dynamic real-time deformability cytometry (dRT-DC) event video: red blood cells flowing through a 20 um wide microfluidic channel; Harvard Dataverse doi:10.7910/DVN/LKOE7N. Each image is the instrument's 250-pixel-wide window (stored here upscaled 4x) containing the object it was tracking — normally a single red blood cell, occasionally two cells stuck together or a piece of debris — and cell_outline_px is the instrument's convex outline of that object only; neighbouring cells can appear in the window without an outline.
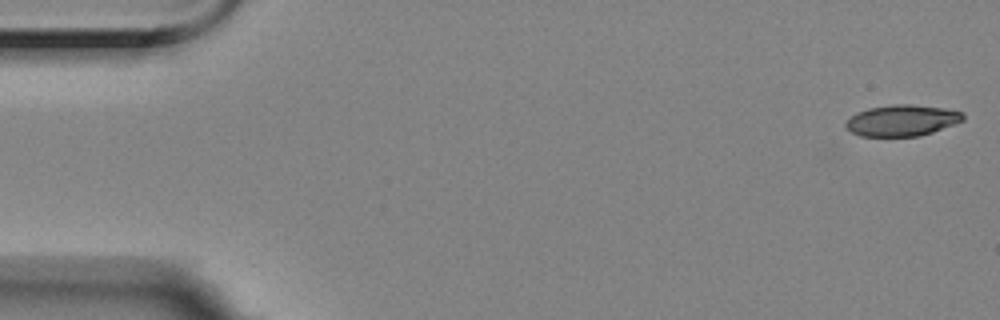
{"species": "Egyptian fruit bat (a non-hibernating species)", "species_latin": "Rousettus aegyptiacus", "temperature_condition": "room temperature", "stored_images_in_passage": 56, "camera_frame_rate_fps": 3000, "um_per_image_px": 0.085, "animal": {"sex": "female"}, "frame": {"image": 1, "passage_image": 1, "time_ms": 0.0, "image_size_px": [1000, 320], "cell_outline_px": [[964, 120], [932, 132], [920, 136], [860, 136], [852, 132], [844, 124], [856, 112], [868, 108], [896, 104], [912, 104], [944, 108], [964, 112]], "centroid_in_image_um": [76.68, 10.23], "position_along_channel_um": 8.3, "area_um2": 21.21}}
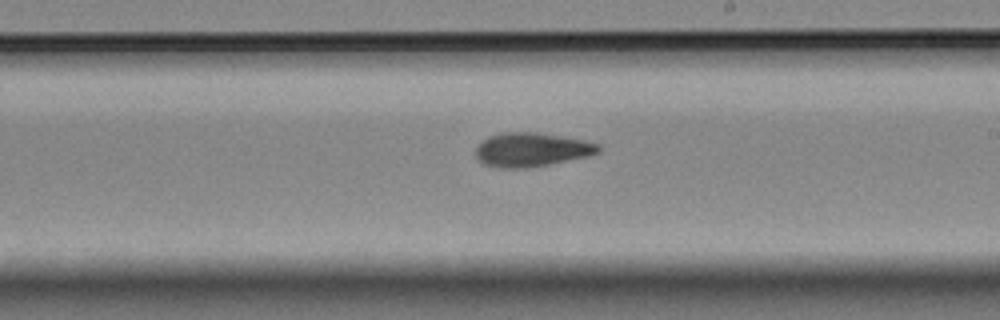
{"frame": {"image": 2, "passage_image": 32, "time_ms": 10.333, "image_size_px": [1000, 320], "cell_outline_px": [[600, 152], [588, 156], [548, 164], [524, 168], [500, 168], [484, 164], [476, 156], [476, 148], [488, 136], [504, 132], [536, 132], [584, 140], [600, 144]], "centroid_in_image_um": [45.19, 12.71], "position_along_channel_um": 243.8, "area_um2": 24.04}}
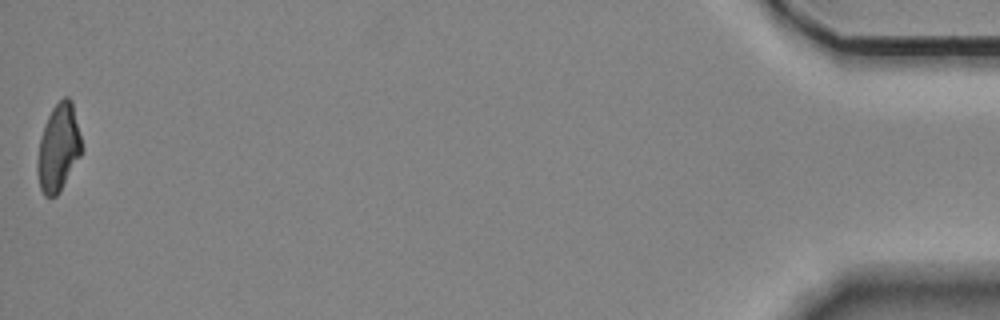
{"frame": {"image": 3, "passage_image": 56, "time_ms": 18.333, "image_size_px": [1000, 320], "cell_outline_px": [[84, 148], [80, 156], [60, 192], [56, 196], [44, 196], [40, 188], [36, 168], [36, 164], [40, 136], [44, 124], [52, 108], [64, 96], [68, 96], [72, 100]], "centroid_in_image_um": [4.97, 12.55], "position_along_channel_um": 430.2, "area_um2": 22.83}, "authors_computed_cell_mechanics": {"area_um2": 23.2067, "velocity_mm_per_s": 3.5275, "shape_relaxation_time_tau1_ms": 11.1487, "shape_relaxation_time_tau2_ms": 4.0556, "deformation_change_tau1": 0.24, "deformation_change_tau2": 0.1185}}